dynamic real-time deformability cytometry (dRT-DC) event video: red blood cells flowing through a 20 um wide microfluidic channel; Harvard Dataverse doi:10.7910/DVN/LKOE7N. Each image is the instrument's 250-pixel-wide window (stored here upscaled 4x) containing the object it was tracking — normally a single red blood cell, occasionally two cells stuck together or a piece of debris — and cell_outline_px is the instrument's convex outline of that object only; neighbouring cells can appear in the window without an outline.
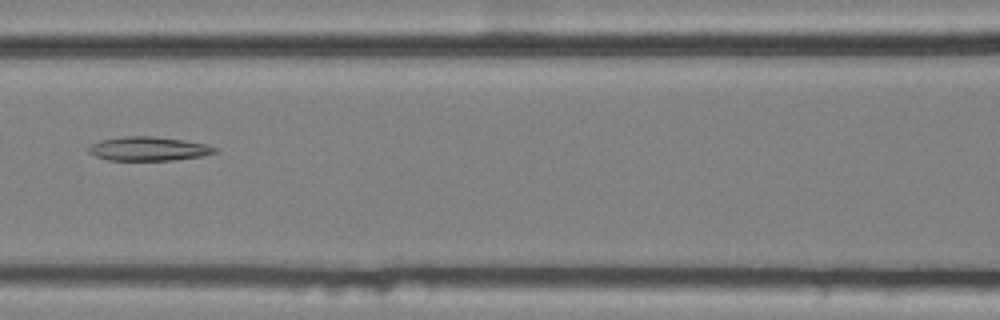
{"species": "common noctule bat (a hibernating species)", "species_latin": "Nyctalus noctula", "temperature_condition": "cold", "stored_images_in_passage": 4, "camera_frame_rate_fps": 3000, "um_per_image_px": 0.085, "animal": {"sex": "female", "body_mass_g": 25.1}, "frame": {"image": 1, "passage_image": 4, "time_ms": 1.0, "image_size_px": [1000, 320], "cell_outline_px": [[220, 152], [204, 156], [172, 160], [108, 160], [96, 156], [88, 152], [88, 148], [92, 144], [100, 140], [124, 136], [152, 136], [184, 140], [208, 144], [220, 148]], "centroid_in_image_um": [12.71, 12.64], "position_along_channel_um": 153.9, "area_um2": 17.86}}